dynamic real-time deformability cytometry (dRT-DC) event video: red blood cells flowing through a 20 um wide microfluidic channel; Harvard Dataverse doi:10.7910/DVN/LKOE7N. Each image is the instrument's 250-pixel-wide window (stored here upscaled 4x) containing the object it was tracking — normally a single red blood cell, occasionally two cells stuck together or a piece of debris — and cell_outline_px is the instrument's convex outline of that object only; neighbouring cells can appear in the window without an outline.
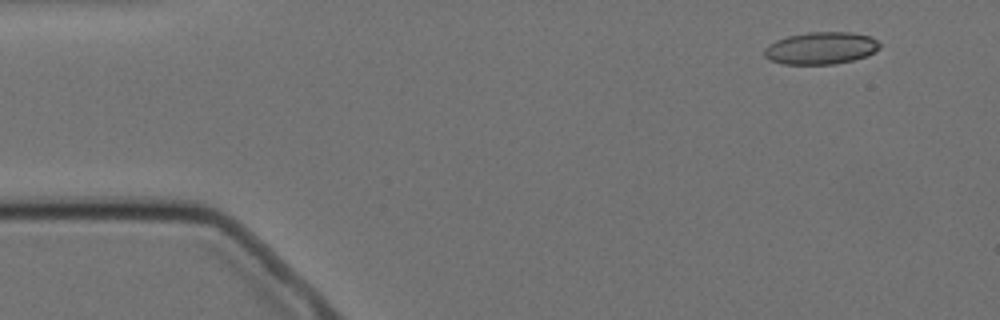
{"species": "Egyptian fruit bat (a non-hibernating species)", "species_latin": "Rousettus aegyptiacus", "temperature_condition": "cold", "stored_images_in_passage": 8, "camera_frame_rate_fps": 3000, "um_per_image_px": 0.085, "animal": {"sex": "female"}, "frame": {"image": 1, "passage_image": 2, "time_ms": 1.333, "image_size_px": [1000, 320], "cell_outline_px": [[880, 48], [864, 56], [852, 60], [836, 64], [784, 64], [772, 60], [764, 56], [764, 48], [768, 44], [776, 40], [788, 36], [808, 32], [852, 32], [872, 36], [880, 44]], "centroid_in_image_um": [69.77, 4.08], "position_along_channel_um": 15.2, "area_um2": 21.62}}
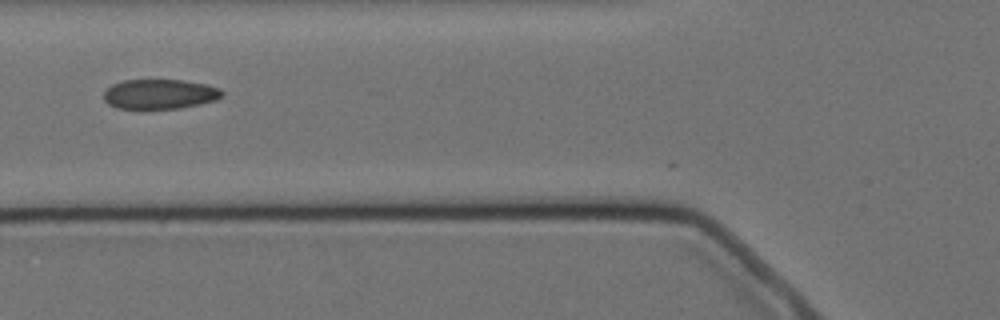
{"frame": {"image": 2, "passage_image": 6, "time_ms": 6.667, "image_size_px": [1000, 320], "cell_outline_px": [[224, 92], [216, 100], [200, 104], [180, 108], [116, 108], [108, 104], [104, 100], [104, 92], [112, 84], [124, 80], [184, 80], [208, 84], [220, 88]], "centroid_in_image_um": [13.59, 7.99], "position_along_channel_um": 112.2, "area_um2": 20.52}}
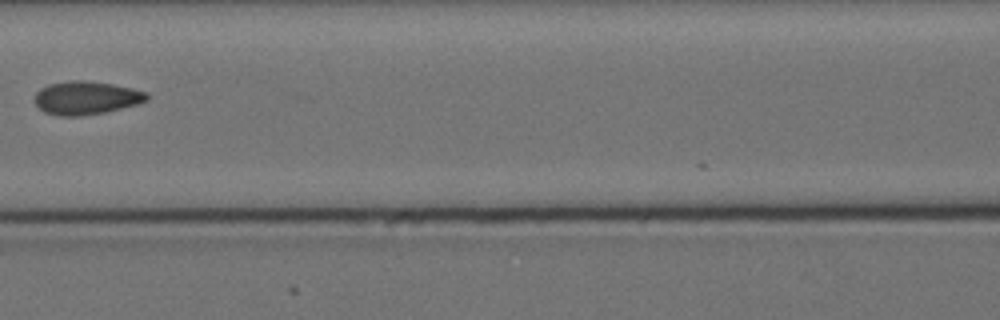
{"frame": {"image": 3, "passage_image": 7, "time_ms": 8.0, "image_size_px": [1000, 320], "cell_outline_px": [[148, 100], [136, 104], [104, 112], [80, 116], [60, 116], [44, 112], [36, 104], [36, 92], [40, 88], [48, 84], [72, 80], [80, 80], [112, 84], [132, 88], [148, 92]], "centroid_in_image_um": [7.32, 8.31], "position_along_channel_um": 159.3, "area_um2": 21.56}}